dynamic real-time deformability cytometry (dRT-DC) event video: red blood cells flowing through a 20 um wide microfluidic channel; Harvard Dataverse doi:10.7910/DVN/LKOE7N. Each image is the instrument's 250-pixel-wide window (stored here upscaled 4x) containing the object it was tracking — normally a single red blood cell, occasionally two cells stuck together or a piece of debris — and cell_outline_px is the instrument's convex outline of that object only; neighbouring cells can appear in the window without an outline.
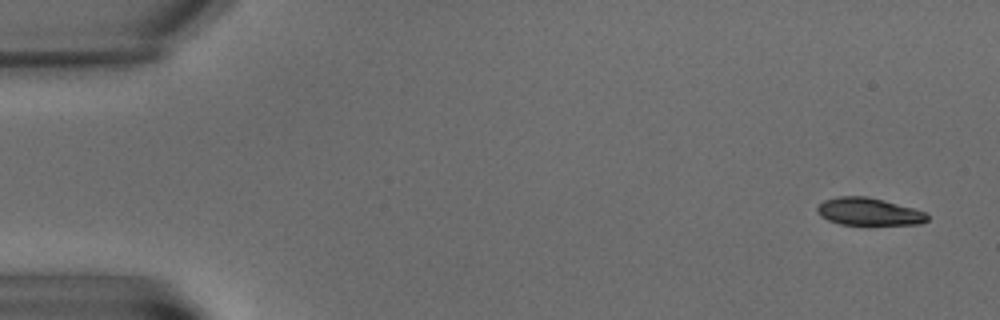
{"species": "common noctule bat (a hibernating species)", "species_latin": "Nyctalus noctula", "temperature_condition": "warm", "stored_images_in_passage": 7, "camera_frame_rate_fps": 3000, "um_per_image_px": 0.085, "animal": {"sex": "male", "body_mass_g": 15.6}, "frame": {"image": 1, "passage_image": 1, "time_ms": 0.0, "image_size_px": [1000, 320], "cell_outline_px": [[928, 220], [920, 224], [840, 224], [828, 220], [820, 216], [816, 208], [824, 200], [840, 196], [868, 196], [884, 200], [912, 208], [924, 212], [928, 216]], "centroid_in_image_um": [73.82, 17.98], "position_along_channel_um": 11.2, "area_um2": 17.4}}
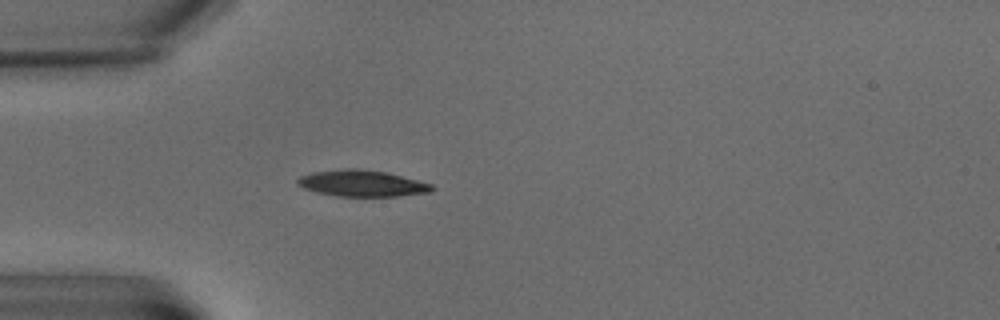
{"frame": {"image": 2, "passage_image": 6, "time_ms": 6.0, "image_size_px": [1000, 320], "cell_outline_px": [[436, 188], [428, 192], [396, 196], [336, 196], [316, 192], [304, 188], [296, 184], [296, 180], [300, 176], [312, 172], [348, 168], [356, 168], [384, 172], [432, 184]], "centroid_in_image_um": [30.72, 15.58], "position_along_channel_um": 54.3, "area_um2": 20.4}}